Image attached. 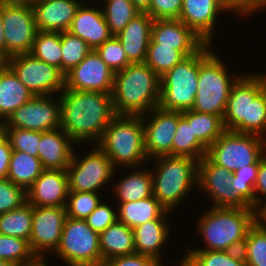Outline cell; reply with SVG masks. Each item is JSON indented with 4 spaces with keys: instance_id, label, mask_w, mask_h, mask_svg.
I'll use <instances>...</instances> for the list:
<instances>
[{
    "instance_id": "603a6c76",
    "label": "cell",
    "mask_w": 266,
    "mask_h": 266,
    "mask_svg": "<svg viewBox=\"0 0 266 266\" xmlns=\"http://www.w3.org/2000/svg\"><path fill=\"white\" fill-rule=\"evenodd\" d=\"M153 21L147 12H141L115 35L120 40L130 63L145 62Z\"/></svg>"
},
{
    "instance_id": "d590c367",
    "label": "cell",
    "mask_w": 266,
    "mask_h": 266,
    "mask_svg": "<svg viewBox=\"0 0 266 266\" xmlns=\"http://www.w3.org/2000/svg\"><path fill=\"white\" fill-rule=\"evenodd\" d=\"M0 259L15 266H36L41 261L33 253L29 241L0 234Z\"/></svg>"
},
{
    "instance_id": "f907efd6",
    "label": "cell",
    "mask_w": 266,
    "mask_h": 266,
    "mask_svg": "<svg viewBox=\"0 0 266 266\" xmlns=\"http://www.w3.org/2000/svg\"><path fill=\"white\" fill-rule=\"evenodd\" d=\"M102 266H162L160 261L138 253L115 257L103 262Z\"/></svg>"
},
{
    "instance_id": "db71d44e",
    "label": "cell",
    "mask_w": 266,
    "mask_h": 266,
    "mask_svg": "<svg viewBox=\"0 0 266 266\" xmlns=\"http://www.w3.org/2000/svg\"><path fill=\"white\" fill-rule=\"evenodd\" d=\"M257 191L260 192L262 195L266 194V155L265 154L260 157L257 178L254 184L255 206L253 207V209L255 208L257 209L262 204L260 198L257 197Z\"/></svg>"
},
{
    "instance_id": "6da1fadb",
    "label": "cell",
    "mask_w": 266,
    "mask_h": 266,
    "mask_svg": "<svg viewBox=\"0 0 266 266\" xmlns=\"http://www.w3.org/2000/svg\"><path fill=\"white\" fill-rule=\"evenodd\" d=\"M61 95L60 127L76 143H98L116 115L111 94L64 88Z\"/></svg>"
},
{
    "instance_id": "9a60e30c",
    "label": "cell",
    "mask_w": 266,
    "mask_h": 266,
    "mask_svg": "<svg viewBox=\"0 0 266 266\" xmlns=\"http://www.w3.org/2000/svg\"><path fill=\"white\" fill-rule=\"evenodd\" d=\"M197 183L209 192L217 208H252L233 189L232 173L206 155L198 161Z\"/></svg>"
},
{
    "instance_id": "8d00e7d4",
    "label": "cell",
    "mask_w": 266,
    "mask_h": 266,
    "mask_svg": "<svg viewBox=\"0 0 266 266\" xmlns=\"http://www.w3.org/2000/svg\"><path fill=\"white\" fill-rule=\"evenodd\" d=\"M30 54L61 71V32L38 30Z\"/></svg>"
},
{
    "instance_id": "1f68e13d",
    "label": "cell",
    "mask_w": 266,
    "mask_h": 266,
    "mask_svg": "<svg viewBox=\"0 0 266 266\" xmlns=\"http://www.w3.org/2000/svg\"><path fill=\"white\" fill-rule=\"evenodd\" d=\"M248 75L239 77L233 84L223 116L224 127L233 131L242 120H247Z\"/></svg>"
},
{
    "instance_id": "836d02e7",
    "label": "cell",
    "mask_w": 266,
    "mask_h": 266,
    "mask_svg": "<svg viewBox=\"0 0 266 266\" xmlns=\"http://www.w3.org/2000/svg\"><path fill=\"white\" fill-rule=\"evenodd\" d=\"M185 266H246L241 250H192L182 260Z\"/></svg>"
},
{
    "instance_id": "7a4b0ae2",
    "label": "cell",
    "mask_w": 266,
    "mask_h": 266,
    "mask_svg": "<svg viewBox=\"0 0 266 266\" xmlns=\"http://www.w3.org/2000/svg\"><path fill=\"white\" fill-rule=\"evenodd\" d=\"M160 77L144 63H131L114 74L112 104L116 115H143L159 105Z\"/></svg>"
},
{
    "instance_id": "6125c7cd",
    "label": "cell",
    "mask_w": 266,
    "mask_h": 266,
    "mask_svg": "<svg viewBox=\"0 0 266 266\" xmlns=\"http://www.w3.org/2000/svg\"><path fill=\"white\" fill-rule=\"evenodd\" d=\"M4 128H5L4 122L1 121L0 122V137L4 134Z\"/></svg>"
},
{
    "instance_id": "ab89813d",
    "label": "cell",
    "mask_w": 266,
    "mask_h": 266,
    "mask_svg": "<svg viewBox=\"0 0 266 266\" xmlns=\"http://www.w3.org/2000/svg\"><path fill=\"white\" fill-rule=\"evenodd\" d=\"M61 47V72L64 75L76 67L93 50L84 40L72 35L69 31L61 32Z\"/></svg>"
},
{
    "instance_id": "9c48e42d",
    "label": "cell",
    "mask_w": 266,
    "mask_h": 266,
    "mask_svg": "<svg viewBox=\"0 0 266 266\" xmlns=\"http://www.w3.org/2000/svg\"><path fill=\"white\" fill-rule=\"evenodd\" d=\"M56 252L69 266H102L99 233L86 220L66 218Z\"/></svg>"
},
{
    "instance_id": "c3c4849f",
    "label": "cell",
    "mask_w": 266,
    "mask_h": 266,
    "mask_svg": "<svg viewBox=\"0 0 266 266\" xmlns=\"http://www.w3.org/2000/svg\"><path fill=\"white\" fill-rule=\"evenodd\" d=\"M85 220L92 230L101 233L117 221V214L107 204L100 202Z\"/></svg>"
},
{
    "instance_id": "f546056e",
    "label": "cell",
    "mask_w": 266,
    "mask_h": 266,
    "mask_svg": "<svg viewBox=\"0 0 266 266\" xmlns=\"http://www.w3.org/2000/svg\"><path fill=\"white\" fill-rule=\"evenodd\" d=\"M119 204L120 209L117 221L132 229L145 222L159 218L166 211L154 196Z\"/></svg>"
},
{
    "instance_id": "83f0119b",
    "label": "cell",
    "mask_w": 266,
    "mask_h": 266,
    "mask_svg": "<svg viewBox=\"0 0 266 266\" xmlns=\"http://www.w3.org/2000/svg\"><path fill=\"white\" fill-rule=\"evenodd\" d=\"M99 240L102 265L106 260L136 253L133 229L119 221L99 233Z\"/></svg>"
},
{
    "instance_id": "b9f144b4",
    "label": "cell",
    "mask_w": 266,
    "mask_h": 266,
    "mask_svg": "<svg viewBox=\"0 0 266 266\" xmlns=\"http://www.w3.org/2000/svg\"><path fill=\"white\" fill-rule=\"evenodd\" d=\"M241 251L246 266H266V232L254 224L248 230Z\"/></svg>"
},
{
    "instance_id": "277c9868",
    "label": "cell",
    "mask_w": 266,
    "mask_h": 266,
    "mask_svg": "<svg viewBox=\"0 0 266 266\" xmlns=\"http://www.w3.org/2000/svg\"><path fill=\"white\" fill-rule=\"evenodd\" d=\"M97 144L114 167L143 163L148 159L144 147L143 115H115Z\"/></svg>"
},
{
    "instance_id": "d4e9b609",
    "label": "cell",
    "mask_w": 266,
    "mask_h": 266,
    "mask_svg": "<svg viewBox=\"0 0 266 266\" xmlns=\"http://www.w3.org/2000/svg\"><path fill=\"white\" fill-rule=\"evenodd\" d=\"M68 31L84 40L93 50L113 36L103 11L90 7L84 8L82 4L77 9Z\"/></svg>"
},
{
    "instance_id": "484cf974",
    "label": "cell",
    "mask_w": 266,
    "mask_h": 266,
    "mask_svg": "<svg viewBox=\"0 0 266 266\" xmlns=\"http://www.w3.org/2000/svg\"><path fill=\"white\" fill-rule=\"evenodd\" d=\"M168 212L166 210L159 218L133 228L136 253L160 260L159 254L162 244L166 243L165 240L169 234V228L165 221Z\"/></svg>"
},
{
    "instance_id": "7dc6e473",
    "label": "cell",
    "mask_w": 266,
    "mask_h": 266,
    "mask_svg": "<svg viewBox=\"0 0 266 266\" xmlns=\"http://www.w3.org/2000/svg\"><path fill=\"white\" fill-rule=\"evenodd\" d=\"M8 178L0 180V214L21 207L27 202L26 191Z\"/></svg>"
},
{
    "instance_id": "44dd1931",
    "label": "cell",
    "mask_w": 266,
    "mask_h": 266,
    "mask_svg": "<svg viewBox=\"0 0 266 266\" xmlns=\"http://www.w3.org/2000/svg\"><path fill=\"white\" fill-rule=\"evenodd\" d=\"M223 10V0H182L178 19L206 43H210L215 20Z\"/></svg>"
},
{
    "instance_id": "11a10c76",
    "label": "cell",
    "mask_w": 266,
    "mask_h": 266,
    "mask_svg": "<svg viewBox=\"0 0 266 266\" xmlns=\"http://www.w3.org/2000/svg\"><path fill=\"white\" fill-rule=\"evenodd\" d=\"M259 208H261V209L260 210L253 209V211H254V224L260 230L266 232V225H265L266 224V203L263 206L261 205V207H259Z\"/></svg>"
},
{
    "instance_id": "3957f363",
    "label": "cell",
    "mask_w": 266,
    "mask_h": 266,
    "mask_svg": "<svg viewBox=\"0 0 266 266\" xmlns=\"http://www.w3.org/2000/svg\"><path fill=\"white\" fill-rule=\"evenodd\" d=\"M254 225L253 208H217L209 210L199 222V230L211 251L241 250L248 230Z\"/></svg>"
},
{
    "instance_id": "5b68a950",
    "label": "cell",
    "mask_w": 266,
    "mask_h": 266,
    "mask_svg": "<svg viewBox=\"0 0 266 266\" xmlns=\"http://www.w3.org/2000/svg\"><path fill=\"white\" fill-rule=\"evenodd\" d=\"M210 44L199 49L197 93L192 110L223 118L231 88L239 77L229 78L221 60L208 49Z\"/></svg>"
},
{
    "instance_id": "4fadbf2b",
    "label": "cell",
    "mask_w": 266,
    "mask_h": 266,
    "mask_svg": "<svg viewBox=\"0 0 266 266\" xmlns=\"http://www.w3.org/2000/svg\"><path fill=\"white\" fill-rule=\"evenodd\" d=\"M66 218L65 207L32 206L29 244L41 262L45 261L43 256L46 250L53 248L56 251L58 248Z\"/></svg>"
},
{
    "instance_id": "d6a6232c",
    "label": "cell",
    "mask_w": 266,
    "mask_h": 266,
    "mask_svg": "<svg viewBox=\"0 0 266 266\" xmlns=\"http://www.w3.org/2000/svg\"><path fill=\"white\" fill-rule=\"evenodd\" d=\"M153 174L148 171L133 172L115 186L120 203L142 200L153 196Z\"/></svg>"
},
{
    "instance_id": "8992f818",
    "label": "cell",
    "mask_w": 266,
    "mask_h": 266,
    "mask_svg": "<svg viewBox=\"0 0 266 266\" xmlns=\"http://www.w3.org/2000/svg\"><path fill=\"white\" fill-rule=\"evenodd\" d=\"M159 166L153 174V196L167 210L185 197L192 184L197 183L198 161L190 157L158 156Z\"/></svg>"
},
{
    "instance_id": "91938a15",
    "label": "cell",
    "mask_w": 266,
    "mask_h": 266,
    "mask_svg": "<svg viewBox=\"0 0 266 266\" xmlns=\"http://www.w3.org/2000/svg\"><path fill=\"white\" fill-rule=\"evenodd\" d=\"M8 58L0 51V69L7 66Z\"/></svg>"
},
{
    "instance_id": "f5cc1de1",
    "label": "cell",
    "mask_w": 266,
    "mask_h": 266,
    "mask_svg": "<svg viewBox=\"0 0 266 266\" xmlns=\"http://www.w3.org/2000/svg\"><path fill=\"white\" fill-rule=\"evenodd\" d=\"M11 155L12 148L4 133L0 137V180L7 178Z\"/></svg>"
},
{
    "instance_id": "30bf717a",
    "label": "cell",
    "mask_w": 266,
    "mask_h": 266,
    "mask_svg": "<svg viewBox=\"0 0 266 266\" xmlns=\"http://www.w3.org/2000/svg\"><path fill=\"white\" fill-rule=\"evenodd\" d=\"M7 66L36 96L62 92L65 88L64 74L30 53L11 56L8 58Z\"/></svg>"
},
{
    "instance_id": "60d3db41",
    "label": "cell",
    "mask_w": 266,
    "mask_h": 266,
    "mask_svg": "<svg viewBox=\"0 0 266 266\" xmlns=\"http://www.w3.org/2000/svg\"><path fill=\"white\" fill-rule=\"evenodd\" d=\"M183 58H185V56L173 47L161 46L160 44H149L145 63L161 77Z\"/></svg>"
},
{
    "instance_id": "d6986e66",
    "label": "cell",
    "mask_w": 266,
    "mask_h": 266,
    "mask_svg": "<svg viewBox=\"0 0 266 266\" xmlns=\"http://www.w3.org/2000/svg\"><path fill=\"white\" fill-rule=\"evenodd\" d=\"M69 193L67 170L44 169L26 190L32 206L65 207Z\"/></svg>"
},
{
    "instance_id": "ba28073f",
    "label": "cell",
    "mask_w": 266,
    "mask_h": 266,
    "mask_svg": "<svg viewBox=\"0 0 266 266\" xmlns=\"http://www.w3.org/2000/svg\"><path fill=\"white\" fill-rule=\"evenodd\" d=\"M265 143L261 135L226 130L207 148L206 156L216 165L234 173L243 166L254 164L265 152Z\"/></svg>"
},
{
    "instance_id": "5bb4252c",
    "label": "cell",
    "mask_w": 266,
    "mask_h": 266,
    "mask_svg": "<svg viewBox=\"0 0 266 266\" xmlns=\"http://www.w3.org/2000/svg\"><path fill=\"white\" fill-rule=\"evenodd\" d=\"M57 102H53L48 95H35L16 109L4 126L40 132L60 128V100Z\"/></svg>"
},
{
    "instance_id": "681fc988",
    "label": "cell",
    "mask_w": 266,
    "mask_h": 266,
    "mask_svg": "<svg viewBox=\"0 0 266 266\" xmlns=\"http://www.w3.org/2000/svg\"><path fill=\"white\" fill-rule=\"evenodd\" d=\"M182 0H151L147 13L154 19H178Z\"/></svg>"
},
{
    "instance_id": "bcb514c9",
    "label": "cell",
    "mask_w": 266,
    "mask_h": 266,
    "mask_svg": "<svg viewBox=\"0 0 266 266\" xmlns=\"http://www.w3.org/2000/svg\"><path fill=\"white\" fill-rule=\"evenodd\" d=\"M95 51L114 73L131 64L120 40L115 35L97 47Z\"/></svg>"
},
{
    "instance_id": "680465c9",
    "label": "cell",
    "mask_w": 266,
    "mask_h": 266,
    "mask_svg": "<svg viewBox=\"0 0 266 266\" xmlns=\"http://www.w3.org/2000/svg\"><path fill=\"white\" fill-rule=\"evenodd\" d=\"M37 0H0V4H27L32 5Z\"/></svg>"
},
{
    "instance_id": "cb8c5ba5",
    "label": "cell",
    "mask_w": 266,
    "mask_h": 266,
    "mask_svg": "<svg viewBox=\"0 0 266 266\" xmlns=\"http://www.w3.org/2000/svg\"><path fill=\"white\" fill-rule=\"evenodd\" d=\"M74 142L60 127L41 132L38 158L44 169H67L73 156L71 143Z\"/></svg>"
},
{
    "instance_id": "74e56055",
    "label": "cell",
    "mask_w": 266,
    "mask_h": 266,
    "mask_svg": "<svg viewBox=\"0 0 266 266\" xmlns=\"http://www.w3.org/2000/svg\"><path fill=\"white\" fill-rule=\"evenodd\" d=\"M192 130L193 134L206 148L226 131L221 116L194 110H192Z\"/></svg>"
},
{
    "instance_id": "4316f807",
    "label": "cell",
    "mask_w": 266,
    "mask_h": 266,
    "mask_svg": "<svg viewBox=\"0 0 266 266\" xmlns=\"http://www.w3.org/2000/svg\"><path fill=\"white\" fill-rule=\"evenodd\" d=\"M34 96L8 66L0 69V119L3 118V122Z\"/></svg>"
},
{
    "instance_id": "94428289",
    "label": "cell",
    "mask_w": 266,
    "mask_h": 266,
    "mask_svg": "<svg viewBox=\"0 0 266 266\" xmlns=\"http://www.w3.org/2000/svg\"><path fill=\"white\" fill-rule=\"evenodd\" d=\"M0 266H15L7 260L0 259Z\"/></svg>"
},
{
    "instance_id": "4dcf8cb0",
    "label": "cell",
    "mask_w": 266,
    "mask_h": 266,
    "mask_svg": "<svg viewBox=\"0 0 266 266\" xmlns=\"http://www.w3.org/2000/svg\"><path fill=\"white\" fill-rule=\"evenodd\" d=\"M43 170L44 168L38 157L12 150L7 178L15 185L27 190Z\"/></svg>"
},
{
    "instance_id": "f1b7e54d",
    "label": "cell",
    "mask_w": 266,
    "mask_h": 266,
    "mask_svg": "<svg viewBox=\"0 0 266 266\" xmlns=\"http://www.w3.org/2000/svg\"><path fill=\"white\" fill-rule=\"evenodd\" d=\"M207 148L197 139L192 130V109L182 112L172 143V156L190 157L199 161Z\"/></svg>"
},
{
    "instance_id": "9f6ffc18",
    "label": "cell",
    "mask_w": 266,
    "mask_h": 266,
    "mask_svg": "<svg viewBox=\"0 0 266 266\" xmlns=\"http://www.w3.org/2000/svg\"><path fill=\"white\" fill-rule=\"evenodd\" d=\"M132 4L140 11L147 12L150 7L151 0H130Z\"/></svg>"
},
{
    "instance_id": "7c38bea8",
    "label": "cell",
    "mask_w": 266,
    "mask_h": 266,
    "mask_svg": "<svg viewBox=\"0 0 266 266\" xmlns=\"http://www.w3.org/2000/svg\"><path fill=\"white\" fill-rule=\"evenodd\" d=\"M116 168L109 157L98 147L79 162L72 156L68 166L69 192H97L111 179Z\"/></svg>"
},
{
    "instance_id": "816d5d0a",
    "label": "cell",
    "mask_w": 266,
    "mask_h": 266,
    "mask_svg": "<svg viewBox=\"0 0 266 266\" xmlns=\"http://www.w3.org/2000/svg\"><path fill=\"white\" fill-rule=\"evenodd\" d=\"M266 6V2L264 0H223V8L225 11L236 10L243 15L250 13L255 10H258L262 7ZM258 8V9H257Z\"/></svg>"
},
{
    "instance_id": "7402d4cb",
    "label": "cell",
    "mask_w": 266,
    "mask_h": 266,
    "mask_svg": "<svg viewBox=\"0 0 266 266\" xmlns=\"http://www.w3.org/2000/svg\"><path fill=\"white\" fill-rule=\"evenodd\" d=\"M264 131H266V76L250 74L248 75L247 120H242L233 132L261 134L263 137Z\"/></svg>"
},
{
    "instance_id": "7bdbcfd3",
    "label": "cell",
    "mask_w": 266,
    "mask_h": 266,
    "mask_svg": "<svg viewBox=\"0 0 266 266\" xmlns=\"http://www.w3.org/2000/svg\"><path fill=\"white\" fill-rule=\"evenodd\" d=\"M260 158L251 165L243 166L232 173V187L250 206H255L254 184L257 178Z\"/></svg>"
},
{
    "instance_id": "f6af8a7d",
    "label": "cell",
    "mask_w": 266,
    "mask_h": 266,
    "mask_svg": "<svg viewBox=\"0 0 266 266\" xmlns=\"http://www.w3.org/2000/svg\"><path fill=\"white\" fill-rule=\"evenodd\" d=\"M12 150L25 152L38 157V147L41 137L40 131L25 130L21 128H4Z\"/></svg>"
},
{
    "instance_id": "ac0fdd59",
    "label": "cell",
    "mask_w": 266,
    "mask_h": 266,
    "mask_svg": "<svg viewBox=\"0 0 266 266\" xmlns=\"http://www.w3.org/2000/svg\"><path fill=\"white\" fill-rule=\"evenodd\" d=\"M206 42L179 19H156L149 44L173 47L185 57L196 53Z\"/></svg>"
},
{
    "instance_id": "6f0895ef",
    "label": "cell",
    "mask_w": 266,
    "mask_h": 266,
    "mask_svg": "<svg viewBox=\"0 0 266 266\" xmlns=\"http://www.w3.org/2000/svg\"><path fill=\"white\" fill-rule=\"evenodd\" d=\"M3 30H4L3 22H2L1 16H0V51L6 56V42H5Z\"/></svg>"
},
{
    "instance_id": "e0dca14e",
    "label": "cell",
    "mask_w": 266,
    "mask_h": 266,
    "mask_svg": "<svg viewBox=\"0 0 266 266\" xmlns=\"http://www.w3.org/2000/svg\"><path fill=\"white\" fill-rule=\"evenodd\" d=\"M152 119L144 122V147L148 157L172 156V143L182 112L163 110L159 106L150 111Z\"/></svg>"
},
{
    "instance_id": "be15d7a7",
    "label": "cell",
    "mask_w": 266,
    "mask_h": 266,
    "mask_svg": "<svg viewBox=\"0 0 266 266\" xmlns=\"http://www.w3.org/2000/svg\"><path fill=\"white\" fill-rule=\"evenodd\" d=\"M47 264L44 262V261H42V262H40L38 265H36V266H46Z\"/></svg>"
},
{
    "instance_id": "8fae6325",
    "label": "cell",
    "mask_w": 266,
    "mask_h": 266,
    "mask_svg": "<svg viewBox=\"0 0 266 266\" xmlns=\"http://www.w3.org/2000/svg\"><path fill=\"white\" fill-rule=\"evenodd\" d=\"M6 57L30 53L38 32L32 5L0 4Z\"/></svg>"
},
{
    "instance_id": "e575fe53",
    "label": "cell",
    "mask_w": 266,
    "mask_h": 266,
    "mask_svg": "<svg viewBox=\"0 0 266 266\" xmlns=\"http://www.w3.org/2000/svg\"><path fill=\"white\" fill-rule=\"evenodd\" d=\"M32 231V205L28 202L12 211L0 214V234L30 239Z\"/></svg>"
},
{
    "instance_id": "2e32d148",
    "label": "cell",
    "mask_w": 266,
    "mask_h": 266,
    "mask_svg": "<svg viewBox=\"0 0 266 266\" xmlns=\"http://www.w3.org/2000/svg\"><path fill=\"white\" fill-rule=\"evenodd\" d=\"M114 74L98 53L91 50L84 60L64 75L65 88L111 94Z\"/></svg>"
},
{
    "instance_id": "52a82bcc",
    "label": "cell",
    "mask_w": 266,
    "mask_h": 266,
    "mask_svg": "<svg viewBox=\"0 0 266 266\" xmlns=\"http://www.w3.org/2000/svg\"><path fill=\"white\" fill-rule=\"evenodd\" d=\"M199 50L176 64L160 77L159 107L184 112L192 109L197 93Z\"/></svg>"
},
{
    "instance_id": "ffe728a7",
    "label": "cell",
    "mask_w": 266,
    "mask_h": 266,
    "mask_svg": "<svg viewBox=\"0 0 266 266\" xmlns=\"http://www.w3.org/2000/svg\"><path fill=\"white\" fill-rule=\"evenodd\" d=\"M80 5L79 0H37L32 4L37 29L68 31Z\"/></svg>"
},
{
    "instance_id": "f35d334b",
    "label": "cell",
    "mask_w": 266,
    "mask_h": 266,
    "mask_svg": "<svg viewBox=\"0 0 266 266\" xmlns=\"http://www.w3.org/2000/svg\"><path fill=\"white\" fill-rule=\"evenodd\" d=\"M106 8L103 11L110 32L117 35L125 26L141 12L130 0H104Z\"/></svg>"
},
{
    "instance_id": "ee69618b",
    "label": "cell",
    "mask_w": 266,
    "mask_h": 266,
    "mask_svg": "<svg viewBox=\"0 0 266 266\" xmlns=\"http://www.w3.org/2000/svg\"><path fill=\"white\" fill-rule=\"evenodd\" d=\"M67 199V217L81 220H85L101 202L96 192H69Z\"/></svg>"
}]
</instances>
